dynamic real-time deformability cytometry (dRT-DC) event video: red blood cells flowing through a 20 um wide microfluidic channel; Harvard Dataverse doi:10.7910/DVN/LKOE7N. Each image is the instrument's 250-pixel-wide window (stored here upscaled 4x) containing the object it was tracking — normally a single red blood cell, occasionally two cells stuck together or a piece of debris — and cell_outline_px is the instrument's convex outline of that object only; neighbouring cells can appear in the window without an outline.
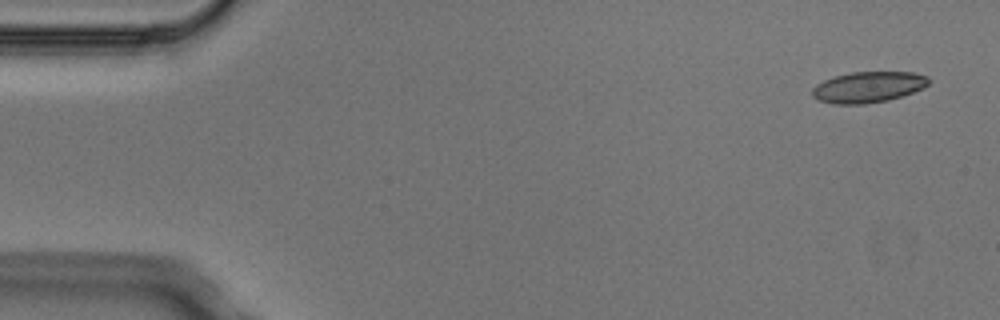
{"species": "Egyptian fruit bat (a non-hibernating species)", "species_latin": "Rousettus aegyptiacus", "temperature_condition": "cold", "stored_images_in_passage": 6, "camera_frame_rate_fps": 3000, "um_per_image_px": 0.085, "animal": {"sex": "male"}, "frame": {"image": 1, "passage_image": 1, "time_ms": 0.0, "image_size_px": [1000, 320], "cell_outline_px": [[932, 80], [924, 88], [888, 100], [864, 104], [832, 104], [816, 100], [812, 96], [812, 88], [816, 84], [824, 80], [836, 76], [852, 72], [912, 72], [928, 76]], "centroid_in_image_um": [73.79, 7.4], "position_along_channel_um": 11.2, "area_um2": 21.1}}
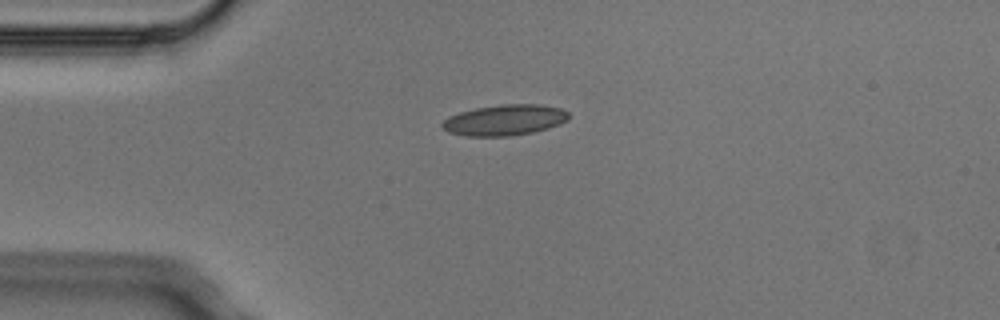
{"frame": {"image": 2, "passage_image": 4, "time_ms": 1.0, "image_size_px": [1000, 320], "cell_outline_px": [[568, 120], [560, 124], [548, 128], [532, 132], [508, 136], [464, 136], [448, 132], [440, 124], [448, 116], [460, 112], [476, 108], [500, 104], [540, 104], [560, 108], [568, 112]], "centroid_in_image_um": [42.88, 10.2], "position_along_channel_um": 42.1, "area_um2": 22.72}}
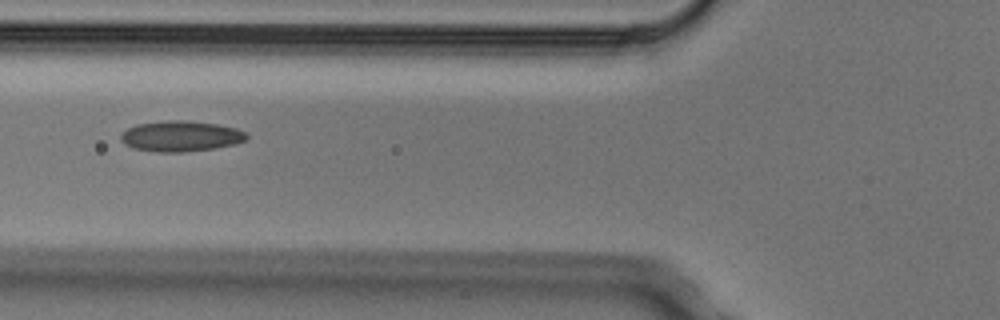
{"frame": {"image": 3, "passage_image": 6, "time_ms": 1.667, "image_size_px": [1000, 320], "cell_outline_px": [[248, 140], [236, 144], [216, 148], [184, 152], [156, 152], [132, 148], [124, 144], [120, 140], [120, 136], [128, 128], [136, 124], [168, 120], [184, 120], [216, 124], [236, 128], [244, 132], [248, 136]], "centroid_in_image_um": [15.37, 11.58], "position_along_channel_um": 110.4, "area_um2": 22.6}}